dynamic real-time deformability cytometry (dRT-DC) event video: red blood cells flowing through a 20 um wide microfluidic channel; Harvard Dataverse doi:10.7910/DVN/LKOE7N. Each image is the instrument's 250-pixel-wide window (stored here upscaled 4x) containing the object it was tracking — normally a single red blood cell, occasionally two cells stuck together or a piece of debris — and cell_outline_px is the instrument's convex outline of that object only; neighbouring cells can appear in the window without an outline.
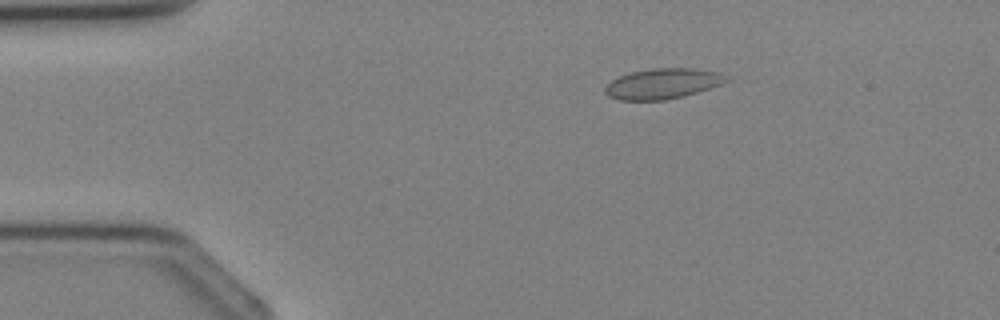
{"species": "Egyptian fruit bat (a non-hibernating species)", "species_latin": "Rousettus aegyptiacus", "temperature_condition": "cold", "stored_images_in_passage": 4, "segment_of_instrument_passage": [1, 2], "camera_frame_rate_fps": 3000, "um_per_image_px": 0.085, "animal": {"sex": "female"}, "frame": {"image": 1, "passage_image": 2, "time_ms": 1.333, "image_size_px": [1000, 320], "cell_outline_px": [[732, 80], [724, 84], [684, 96], [664, 100], [620, 100], [608, 96], [604, 92], [604, 88], [612, 80], [620, 76], [632, 72], [652, 68], [692, 68], [720, 72], [728, 76]], "centroid_in_image_um": [56.39, 7.11], "position_along_channel_um": 28.6, "area_um2": 21.68}}